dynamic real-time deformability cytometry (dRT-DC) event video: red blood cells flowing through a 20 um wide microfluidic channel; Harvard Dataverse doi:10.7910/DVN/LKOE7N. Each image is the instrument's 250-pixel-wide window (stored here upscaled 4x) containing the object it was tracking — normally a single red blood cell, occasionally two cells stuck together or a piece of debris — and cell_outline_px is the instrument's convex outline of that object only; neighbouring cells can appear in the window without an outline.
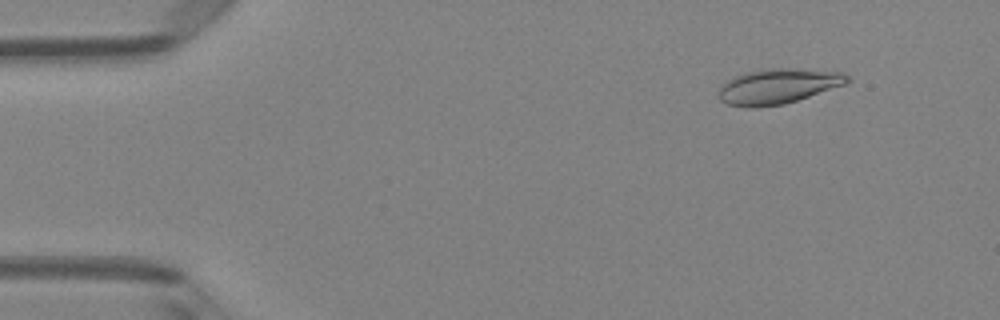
{"species": "Egyptian fruit bat (a non-hibernating species)", "species_latin": "Rousettus aegyptiacus", "temperature_condition": "room temperature", "stored_images_in_passage": 49, "camera_frame_rate_fps": 3000, "um_per_image_px": 0.085, "animal": {"sex": "female"}, "frame": {"image": 1, "passage_image": 5, "time_ms": 1.333, "image_size_px": [1000, 320], "cell_outline_px": [[852, 80], [848, 84], [784, 104], [756, 108], [748, 108], [728, 104], [720, 100], [720, 84], [732, 76], [744, 72], [764, 68], [788, 68], [840, 72], [852, 76]], "centroid_in_image_um": [66.14, 7.32], "position_along_channel_um": 18.9, "area_um2": 26.76}}
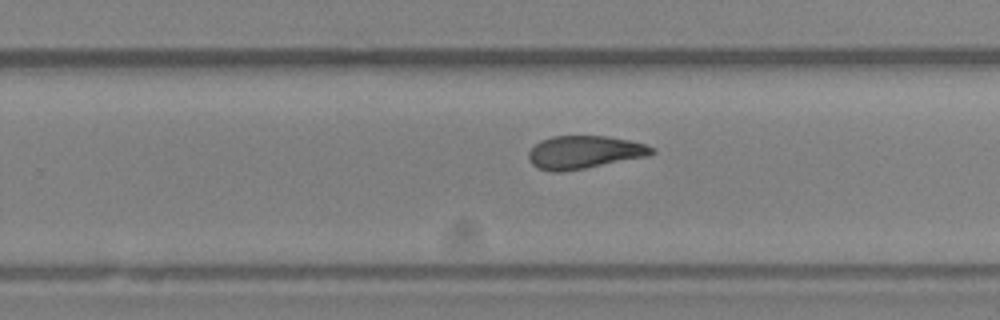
{"frame": {"image": 2, "passage_image": 31, "time_ms": 10.0, "image_size_px": [1000, 320], "cell_outline_px": [[656, 152], [648, 156], [584, 168], [560, 172], [552, 172], [536, 168], [528, 160], [528, 152], [540, 140], [552, 136], [608, 136], [628, 140], [644, 144], [652, 148]], "centroid_in_image_um": [49.62, 12.94], "position_along_channel_um": 280.2, "area_um2": 23.58}}
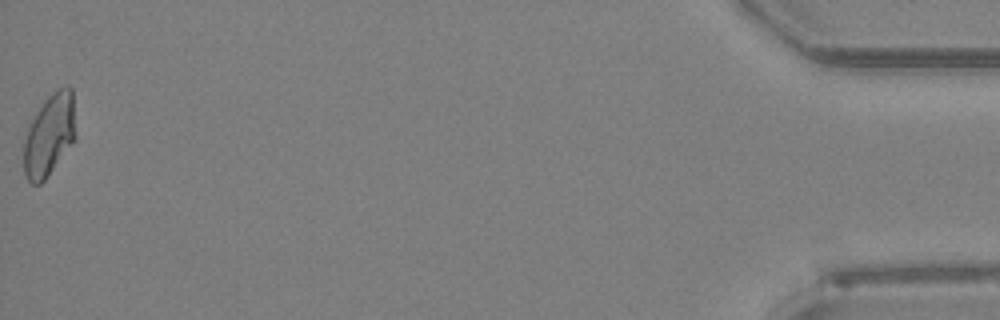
{"frame": {"image": 3, "passage_image": 49, "time_ms": 16.0, "image_size_px": [1000, 320], "cell_outline_px": [[76, 136], [44, 180], [40, 184], [32, 184], [24, 176], [24, 144], [28, 124], [44, 100], [56, 88], [68, 84], [72, 88]], "centroid_in_image_um": [4.18, 11.42], "position_along_channel_um": 431.0, "area_um2": 24.68}, "authors_computed_cell_mechanics": {"area_um2": 24.3338, "velocity_mm_per_s": 4.1295, "shape_relaxation_time_tau1_ms": 9.2005, "shape_relaxation_time_tau2_ms": 3.7766, "deformation_change_tau1": 0.2367, "deformation_change_tau2": 0.0939}}